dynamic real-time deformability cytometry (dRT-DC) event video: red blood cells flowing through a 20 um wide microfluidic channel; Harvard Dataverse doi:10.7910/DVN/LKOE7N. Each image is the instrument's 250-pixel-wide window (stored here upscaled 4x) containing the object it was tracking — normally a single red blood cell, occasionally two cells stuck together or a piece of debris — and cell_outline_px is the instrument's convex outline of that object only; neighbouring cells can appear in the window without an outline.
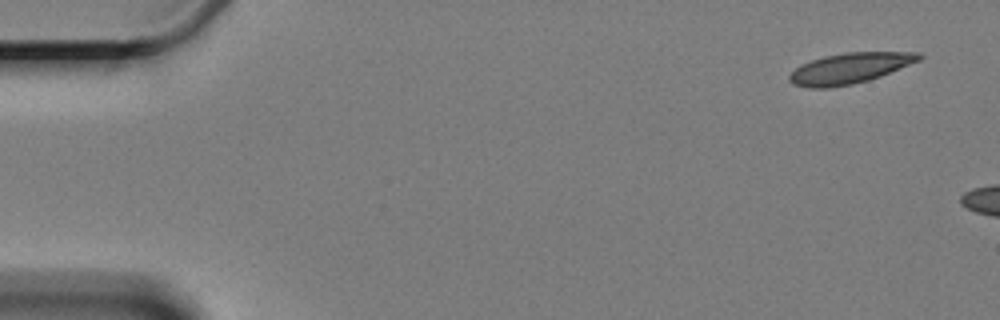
{"species": "Egyptian fruit bat (a non-hibernating species)", "species_latin": "Rousettus aegyptiacus", "temperature_condition": "cold", "stored_images_in_passage": 3, "camera_frame_rate_fps": 3000, "um_per_image_px": 0.085, "animal": {"sex": "female"}, "frame": {"image": 1, "passage_image": 1, "time_ms": 0.0, "image_size_px": [1000, 320], "cell_outline_px": [[924, 56], [920, 60], [880, 76], [868, 80], [852, 84], [828, 88], [808, 88], [792, 84], [788, 80], [788, 76], [800, 64], [824, 56], [844, 52], [920, 52]], "centroid_in_image_um": [72.2, 5.8], "position_along_channel_um": 12.8, "area_um2": 23.12}}